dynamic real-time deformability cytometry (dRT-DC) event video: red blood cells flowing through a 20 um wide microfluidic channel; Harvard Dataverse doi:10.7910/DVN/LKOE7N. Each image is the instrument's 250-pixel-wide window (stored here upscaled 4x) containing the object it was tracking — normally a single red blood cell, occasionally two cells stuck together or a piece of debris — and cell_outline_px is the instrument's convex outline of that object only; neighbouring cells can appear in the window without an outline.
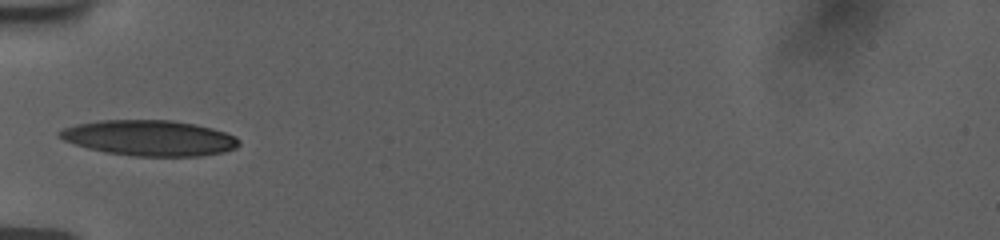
{"species": "human", "species_latin": "Homo sapiens", "temperature_condition": "room temperature", "stored_images_in_passage": 36, "camera_frame_rate_fps": 3000, "um_per_image_px": 0.085, "donor": {"sex": "female"}, "frame": {"image": 1, "passage_image": 1, "time_ms": 0.0, "image_size_px": [1000, 240], "cell_outline_px": [[240, 144], [236, 148], [224, 152], [200, 156], [132, 156], [108, 152], [88, 148], [64, 140], [56, 136], [56, 132], [64, 128], [76, 124], [100, 120], [172, 120], [196, 124], [212, 128], [236, 136], [240, 140]], "centroid_in_image_um": [12.72, 11.72], "position_along_channel_um": 72.3, "area_um2": 37.28}}
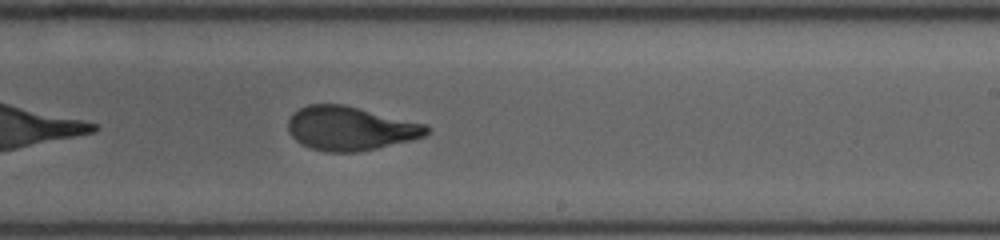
{"frame": {"image": 2, "passage_image": 16, "time_ms": 5.0, "image_size_px": [1000, 240], "cell_outline_px": [[428, 132], [424, 136], [412, 140], [376, 148], [356, 152], [324, 152], [300, 144], [288, 132], [288, 120], [292, 112], [308, 104], [344, 104], [428, 124]], "centroid_in_image_um": [29.76, 10.9], "position_along_channel_um": 259.2, "area_um2": 35.66}}
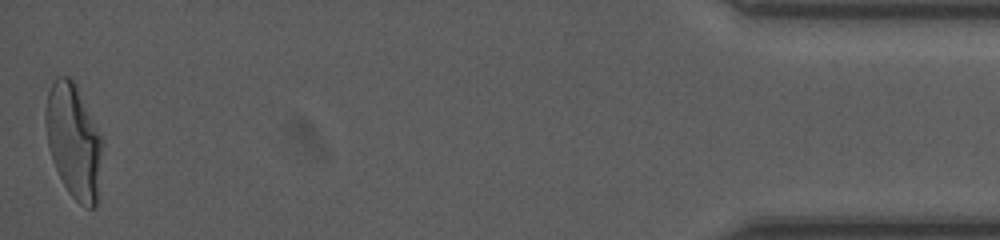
{"frame": {"image": 3, "passage_image": 36, "time_ms": 11.667, "image_size_px": [1000, 240], "cell_outline_px": [[104, 144], [96, 204], [92, 208], [88, 208], [80, 204], [68, 192], [52, 160], [48, 144], [44, 120], [44, 112], [48, 92], [56, 76], [68, 76], [76, 84], [104, 140]], "centroid_in_image_um": [6.27, 11.96], "position_along_channel_um": 428.9, "area_um2": 37.97}, "authors_computed_cell_mechanics": {"area_um2": 35.8071, "velocity_mm_per_s": 3.7482, "shape_relaxation_time_tau1_ms": 6.7367, "shape_relaxation_time_tau2_ms": 0.9924, "deformation_change_tau1": 0.2528, "deformation_change_tau2": 0.0764}}